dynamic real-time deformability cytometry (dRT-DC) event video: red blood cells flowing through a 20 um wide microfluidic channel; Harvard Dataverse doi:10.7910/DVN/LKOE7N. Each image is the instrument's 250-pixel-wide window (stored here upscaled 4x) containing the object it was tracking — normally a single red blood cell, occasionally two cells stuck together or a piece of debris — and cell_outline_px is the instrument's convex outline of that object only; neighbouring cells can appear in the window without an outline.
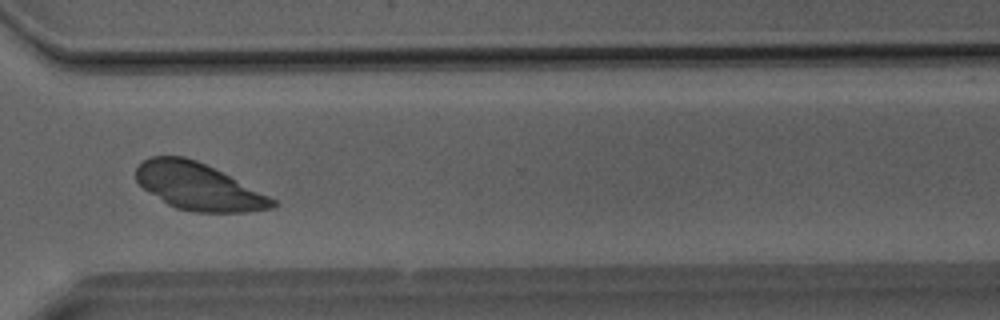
{"species": "Egyptian fruit bat (a non-hibernating species)", "species_latin": "Rousettus aegyptiacus", "temperature_condition": "room temperature", "stored_images_in_passage": 41, "camera_frame_rate_fps": 3000, "um_per_image_px": 0.085, "animal": {"sex": "male"}, "frame": {"image": 1, "passage_image": 31, "time_ms": 10.0, "image_size_px": [1000, 320], "cell_outline_px": [[280, 204], [272, 208], [248, 212], [192, 212], [176, 208], [168, 204], [144, 188], [136, 180], [136, 168], [144, 160], [152, 156], [184, 156], [196, 160], [276, 200]], "centroid_in_image_um": [16.85, 15.87], "position_along_channel_um": 353.8, "area_um2": 36.65}}